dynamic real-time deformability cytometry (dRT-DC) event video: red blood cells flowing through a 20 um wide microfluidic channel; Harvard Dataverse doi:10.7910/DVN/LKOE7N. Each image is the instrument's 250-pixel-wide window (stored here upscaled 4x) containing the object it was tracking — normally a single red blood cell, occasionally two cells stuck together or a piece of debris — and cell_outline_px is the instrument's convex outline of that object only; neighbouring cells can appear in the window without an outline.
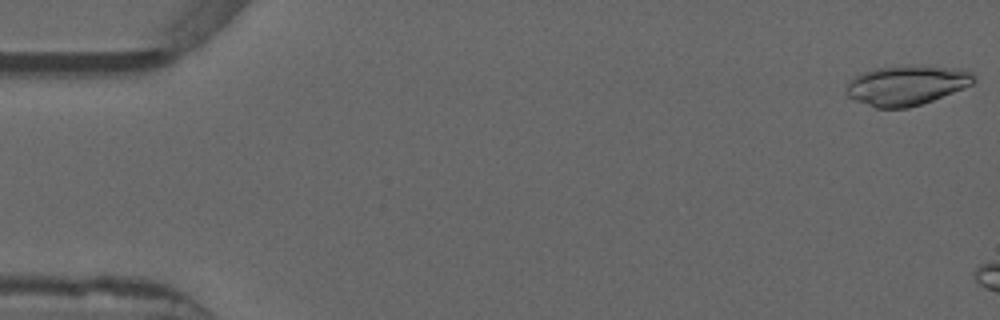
{"species": "common noctule bat (a hibernating species)", "species_latin": "Nyctalus noctula", "temperature_condition": "warm", "stored_images_in_passage": 6, "camera_frame_rate_fps": 3000, "um_per_image_px": 0.085, "animal": {"sex": "male", "forearm_length_mm": 52.5}, "frame": {"image": 1, "passage_image": 1, "time_ms": 0.0, "image_size_px": [1000, 320], "cell_outline_px": [[976, 80], [972, 84], [932, 100], [908, 108], [876, 108], [856, 100], [848, 96], [844, 92], [848, 80], [852, 76], [876, 68], [920, 64], [964, 68], [972, 72], [976, 76]], "centroid_in_image_um": [77.07, 7.21], "position_along_channel_um": 7.9, "area_um2": 30.0}}